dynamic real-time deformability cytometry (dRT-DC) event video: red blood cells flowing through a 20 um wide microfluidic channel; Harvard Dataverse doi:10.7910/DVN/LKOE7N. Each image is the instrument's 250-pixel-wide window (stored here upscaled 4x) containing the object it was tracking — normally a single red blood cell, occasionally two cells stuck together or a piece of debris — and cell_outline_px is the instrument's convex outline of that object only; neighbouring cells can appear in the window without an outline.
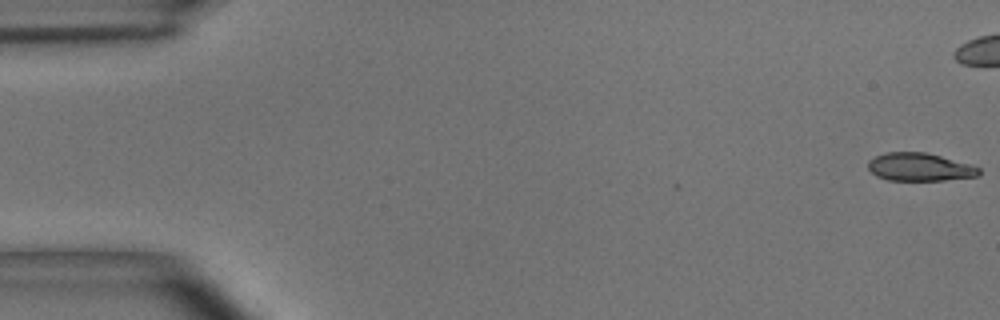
{"species": "common noctule bat (a hibernating species)", "species_latin": "Nyctalus noctula", "temperature_condition": "room temperature", "stored_images_in_passage": 8, "camera_frame_rate_fps": 3000, "um_per_image_px": 0.085, "animal": {"sex": "male", "body_mass_g": 15.6}, "frame": {"image": 1, "passage_image": 1, "time_ms": 0.0, "image_size_px": [1000, 320], "cell_outline_px": [[980, 176], [944, 180], [888, 180], [876, 176], [868, 168], [868, 160], [876, 156], [888, 152], [924, 152], [972, 164], [980, 168]], "centroid_in_image_um": [78.19, 14.2], "position_along_channel_um": 6.8, "area_um2": 18.09}}